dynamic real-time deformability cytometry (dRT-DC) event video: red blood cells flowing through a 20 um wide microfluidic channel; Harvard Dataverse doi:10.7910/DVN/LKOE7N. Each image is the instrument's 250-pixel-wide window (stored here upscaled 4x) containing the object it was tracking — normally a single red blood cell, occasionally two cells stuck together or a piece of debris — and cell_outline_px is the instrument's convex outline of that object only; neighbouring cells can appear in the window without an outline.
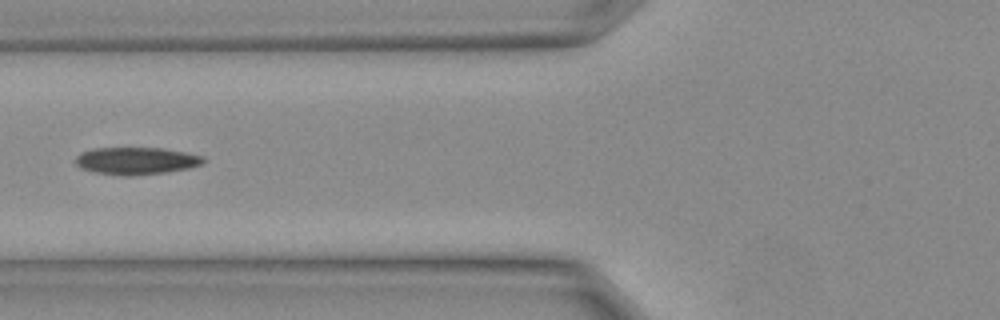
{"species": "Egyptian fruit bat (a non-hibernating species)", "species_latin": "Rousettus aegyptiacus", "temperature_condition": "warm", "stored_images_in_passage": 6, "camera_frame_rate_fps": 3000, "um_per_image_px": 0.085, "animal": {"sex": "female"}, "frame": {"image": 1, "passage_image": 5, "time_ms": 1.333, "image_size_px": [1000, 320], "cell_outline_px": [[204, 160], [200, 164], [188, 168], [164, 172], [128, 176], [120, 176], [96, 172], [80, 168], [76, 164], [76, 156], [84, 152], [96, 148], [160, 148], [184, 152], [204, 156]], "centroid_in_image_um": [11.56, 13.67], "position_along_channel_um": 114.2, "area_um2": 20.0}}